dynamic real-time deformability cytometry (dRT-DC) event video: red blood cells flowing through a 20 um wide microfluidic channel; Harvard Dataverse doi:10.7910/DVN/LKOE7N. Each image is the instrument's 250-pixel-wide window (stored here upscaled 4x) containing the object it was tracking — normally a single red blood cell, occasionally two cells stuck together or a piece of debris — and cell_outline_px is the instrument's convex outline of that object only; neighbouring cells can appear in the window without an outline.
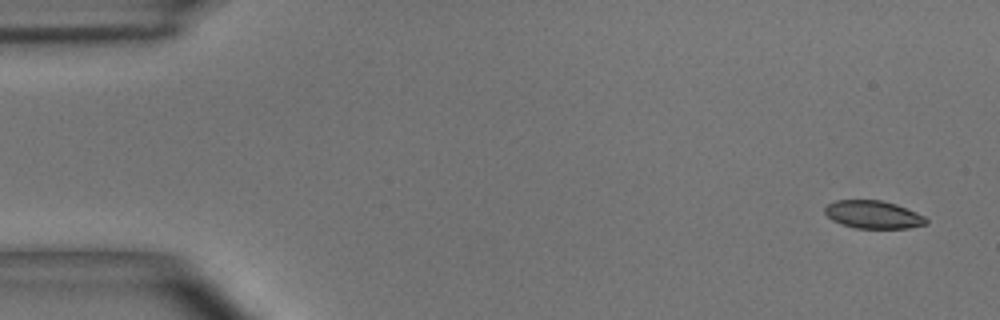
{"species": "common noctule bat (a hibernating species)", "species_latin": "Nyctalus noctula", "temperature_condition": "room temperature", "stored_images_in_passage": 53, "camera_frame_rate_fps": 3000, "um_per_image_px": 0.085, "animal": {"sex": "male", "body_mass_g": 15.6}, "frame": {"image": 1, "passage_image": 1, "time_ms": 0.0, "image_size_px": [1000, 320], "cell_outline_px": [[928, 224], [908, 228], [856, 228], [840, 224], [832, 220], [824, 212], [824, 208], [828, 204], [836, 200], [880, 200], [896, 204], [916, 212], [924, 216], [928, 220]], "centroid_in_image_um": [74.22, 18.24], "position_along_channel_um": 10.8, "area_um2": 16.47}}
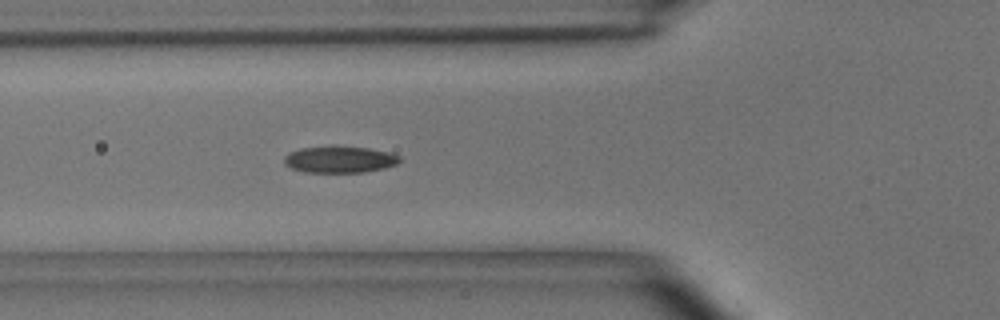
{"frame": {"image": 2, "passage_image": 18, "time_ms": 5.667, "image_size_px": [1000, 320], "cell_outline_px": [[400, 160], [396, 164], [384, 168], [364, 172], [304, 172], [292, 168], [284, 164], [284, 156], [288, 152], [300, 148], [332, 144], [336, 144], [368, 148], [392, 152], [400, 156]], "centroid_in_image_um": [28.85, 13.52], "position_along_channel_um": 97.0, "area_um2": 18.5}}
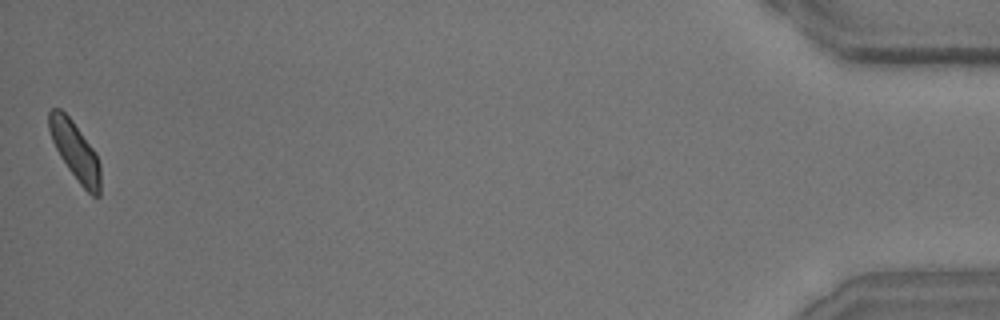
{"frame": {"image": 3, "passage_image": 53, "time_ms": 17.333, "image_size_px": [1000, 320], "cell_outline_px": [[100, 196], [92, 196], [80, 184], [68, 168], [60, 156], [52, 140], [48, 128], [48, 112], [52, 108], [60, 108], [72, 120], [96, 152], [100, 164]], "centroid_in_image_um": [6.39, 12.82], "position_along_channel_um": 428.8, "area_um2": 17.4}, "authors_computed_cell_mechanics": {"area_um2": 17.7446, "velocity_mm_per_s": 3.6334, "shape_relaxation_time_tau1_ms": 4.8858, "shape_relaxation_time_tau2_ms": 1.8361, "deformation_change_tau1": 0.1181, "deformation_change_tau2": 0.0751}}